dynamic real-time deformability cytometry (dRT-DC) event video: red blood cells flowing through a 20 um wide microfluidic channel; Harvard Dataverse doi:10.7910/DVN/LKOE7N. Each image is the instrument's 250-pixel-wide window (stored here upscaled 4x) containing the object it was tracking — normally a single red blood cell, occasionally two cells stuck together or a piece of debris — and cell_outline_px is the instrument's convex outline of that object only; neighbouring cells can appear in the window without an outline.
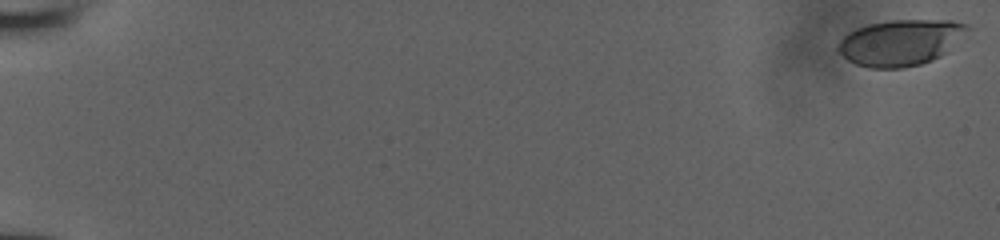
{"species": "human", "species_latin": "Homo sapiens", "temperature_condition": "room temperature", "stored_images_in_passage": 53, "camera_frame_rate_fps": 3000, "um_per_image_px": 0.085, "donor": {"sex": "male"}, "frame": {"image": 1, "passage_image": 1, "time_ms": 0.0, "image_size_px": [1000, 240], "cell_outline_px": [[968, 28], [940, 56], [932, 60], [920, 64], [904, 68], [868, 68], [856, 64], [848, 60], [836, 48], [840, 40], [848, 32], [856, 28], [868, 24], [892, 20], [952, 20], [968, 24]], "centroid_in_image_um": [76.47, 3.61], "position_along_channel_um": 8.5, "area_um2": 34.16}}
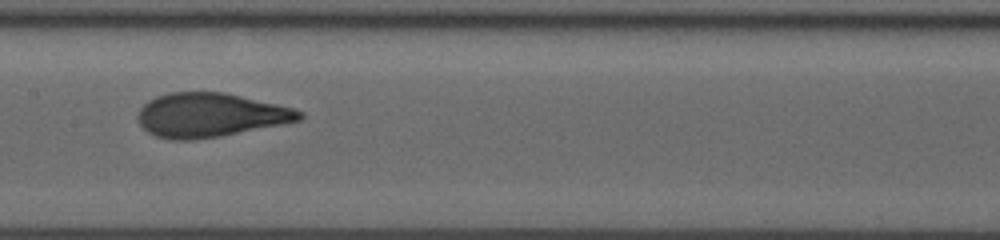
{"frame": {"image": 2, "passage_image": 30, "time_ms": 9.667, "image_size_px": [1000, 240], "cell_outline_px": [[304, 116], [300, 120], [284, 124], [220, 136], [192, 140], [172, 140], [156, 136], [148, 132], [140, 124], [136, 116], [140, 108], [148, 100], [156, 96], [168, 92], [224, 92], [296, 108], [304, 112]], "centroid_in_image_um": [17.88, 9.77], "position_along_channel_um": 189.5, "area_um2": 41.67}}
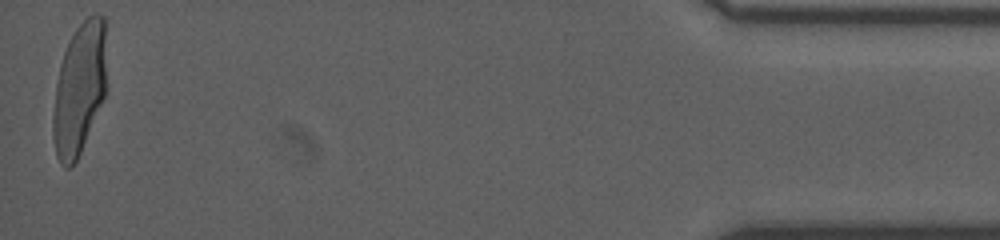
{"frame": {"image": 3, "passage_image": 53, "time_ms": 17.333, "image_size_px": [1000, 240], "cell_outline_px": [[108, 84], [104, 96], [80, 152], [76, 160], [68, 168], [64, 168], [60, 164], [56, 156], [52, 136], [52, 116], [56, 84], [60, 64], [64, 52], [76, 28], [88, 16], [96, 12], [104, 16]], "centroid_in_image_um": [6.76, 7.52], "position_along_channel_um": 428.4, "area_um2": 41.44}}